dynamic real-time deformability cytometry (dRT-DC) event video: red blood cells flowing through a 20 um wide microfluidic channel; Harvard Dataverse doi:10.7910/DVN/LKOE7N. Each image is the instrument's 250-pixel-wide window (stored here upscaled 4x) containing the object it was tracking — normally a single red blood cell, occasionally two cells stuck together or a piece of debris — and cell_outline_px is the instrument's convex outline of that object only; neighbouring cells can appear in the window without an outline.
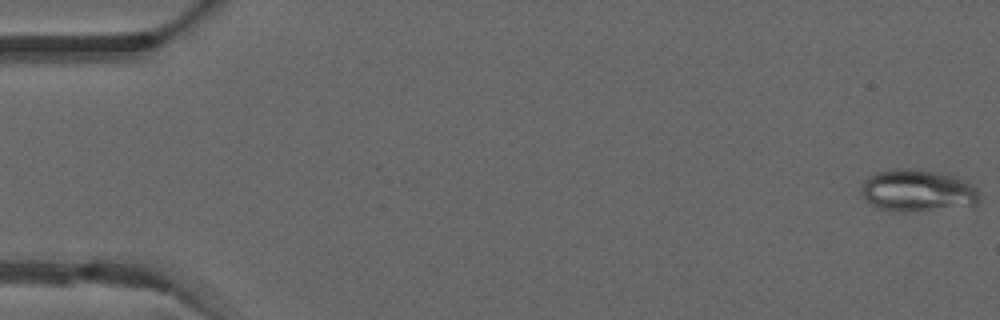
{"species": "common noctule bat (a hibernating species)", "species_latin": "Nyctalus noctula", "temperature_condition": "warm", "stored_images_in_passage": 50, "camera_frame_rate_fps": 3000, "um_per_image_px": 0.085, "animal": {"sex": "male", "forearm_length_mm": 52.5}, "frame": {"image": 1, "passage_image": 1, "time_ms": 0.0, "image_size_px": [1000, 320], "cell_outline_px": [[980, 200], [976, 204], [920, 212], [900, 212], [880, 208], [872, 204], [864, 196], [860, 188], [864, 180], [868, 176], [876, 172], [888, 168], [908, 168], [940, 172], [956, 176], [964, 180], [976, 188], [980, 192]], "centroid_in_image_um": [78.0, 16.19], "position_along_channel_um": 7.0, "area_um2": 29.3}}
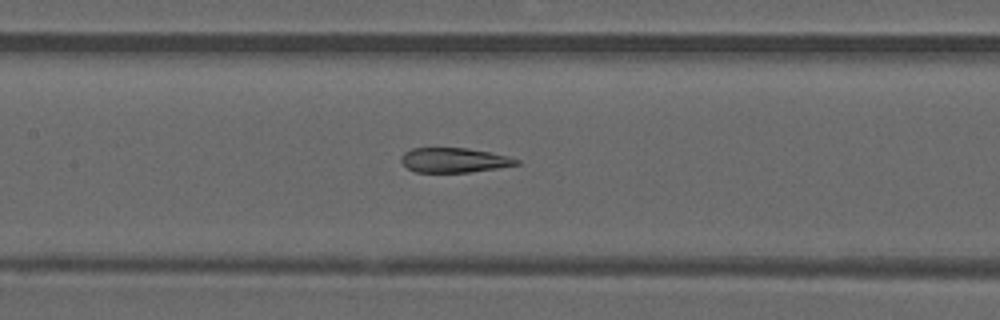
{"frame": {"image": 2, "passage_image": 24, "time_ms": 7.667, "image_size_px": [1000, 320], "cell_outline_px": [[520, 164], [496, 168], [468, 172], [416, 172], [408, 168], [400, 160], [400, 156], [404, 152], [412, 148], [468, 148], [492, 152], [508, 156], [520, 160]], "centroid_in_image_um": [38.6, 13.6], "position_along_channel_um": 168.8, "area_um2": 16.59}}
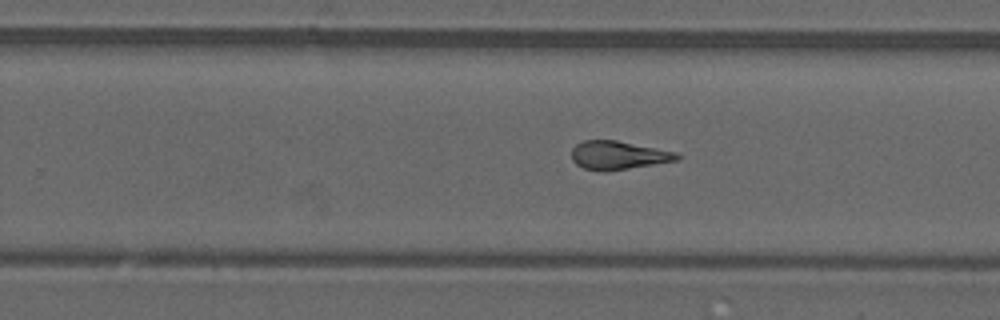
{"frame": {"image": 3, "passage_image": 32, "time_ms": 10.333, "image_size_px": [1000, 320], "cell_outline_px": [[680, 160], [604, 172], [600, 172], [584, 168], [576, 164], [572, 160], [572, 148], [576, 144], [584, 140], [616, 140], [676, 152], [680, 156]], "centroid_in_image_um": [52.53, 13.2], "position_along_channel_um": 277.3, "area_um2": 17.51}, "authors_computed_cell_mechanics": {"area_um2": 18.6694, "velocity_mm_per_s": 4.0845, "shape_relaxation_time_tau1_ms": null, "shape_relaxation_time_tau2_ms": 2.1342, "deformation_change_tau1": null, "deformation_change_tau2": 0.0905}}